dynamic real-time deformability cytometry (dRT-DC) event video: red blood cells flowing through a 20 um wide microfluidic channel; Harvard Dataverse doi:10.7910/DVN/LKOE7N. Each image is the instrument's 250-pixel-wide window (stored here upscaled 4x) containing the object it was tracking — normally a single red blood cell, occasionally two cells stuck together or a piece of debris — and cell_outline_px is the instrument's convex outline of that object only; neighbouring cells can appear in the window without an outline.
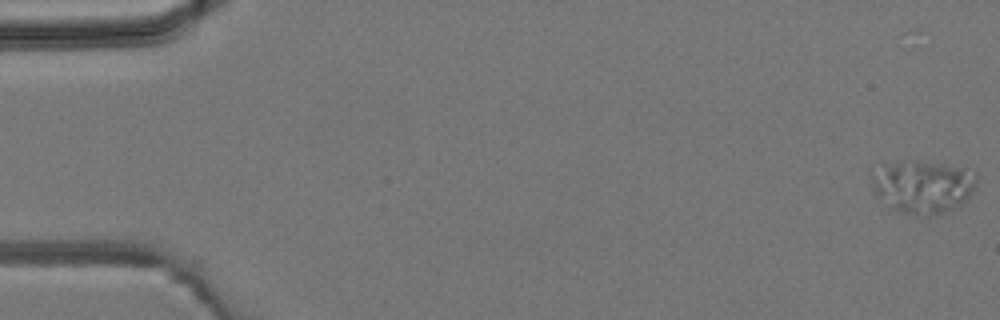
{"species": "common noctule bat (a hibernating species)", "species_latin": "Nyctalus noctula", "temperature_condition": "room temperature", "stored_images_in_passage": 5, "camera_frame_rate_fps": 3000, "um_per_image_px": 0.085, "animal": {"sex": "male", "body_mass_g": 19.2, "forearm_length_mm": 51.8}, "frame": {"image": 1, "passage_image": 5, "time_ms": 5.667, "image_size_px": [1000, 320], "cell_outline_px": [[976, 172], [972, 188], [968, 196], [956, 208], [928, 216], [904, 212], [896, 208], [880, 196], [872, 188], [872, 164], [904, 160], [916, 160], [976, 168]], "centroid_in_image_um": [78.42, 15.76], "position_along_channel_um": 6.6, "area_um2": 32.43}}